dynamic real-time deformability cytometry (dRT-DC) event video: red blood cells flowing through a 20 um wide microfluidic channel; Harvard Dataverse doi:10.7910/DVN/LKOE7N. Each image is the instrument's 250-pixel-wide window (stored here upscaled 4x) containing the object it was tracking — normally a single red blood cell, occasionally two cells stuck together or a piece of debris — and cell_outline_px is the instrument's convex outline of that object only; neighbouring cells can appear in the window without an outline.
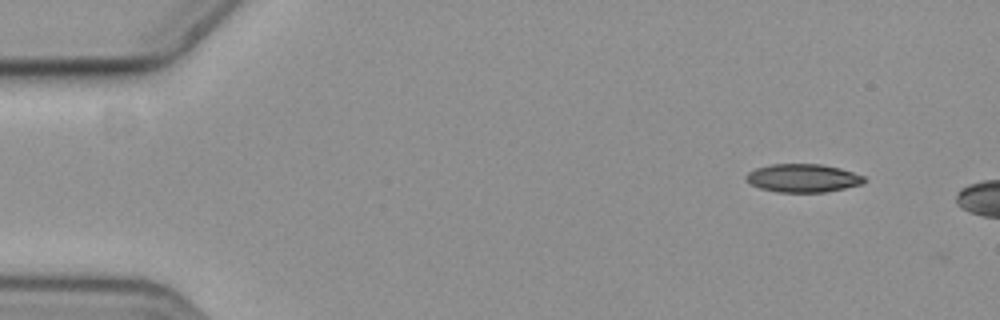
{"species": "common noctule bat (a hibernating species)", "species_latin": "Nyctalus noctula", "temperature_condition": "cold", "stored_images_in_passage": 5, "camera_frame_rate_fps": 3000, "um_per_image_px": 0.085, "animal": {"sex": "female", "body_mass_g": 19.3, "forearm_length_mm": 54.1}, "frame": {"image": 1, "passage_image": 1, "time_ms": 0.0, "image_size_px": [1000, 320], "cell_outline_px": [[864, 180], [860, 184], [844, 188], [824, 192], [780, 192], [760, 188], [752, 184], [744, 176], [748, 172], [756, 168], [772, 164], [820, 164], [840, 168], [864, 176]], "centroid_in_image_um": [68.22, 15.13], "position_along_channel_um": 16.8, "area_um2": 19.13}}